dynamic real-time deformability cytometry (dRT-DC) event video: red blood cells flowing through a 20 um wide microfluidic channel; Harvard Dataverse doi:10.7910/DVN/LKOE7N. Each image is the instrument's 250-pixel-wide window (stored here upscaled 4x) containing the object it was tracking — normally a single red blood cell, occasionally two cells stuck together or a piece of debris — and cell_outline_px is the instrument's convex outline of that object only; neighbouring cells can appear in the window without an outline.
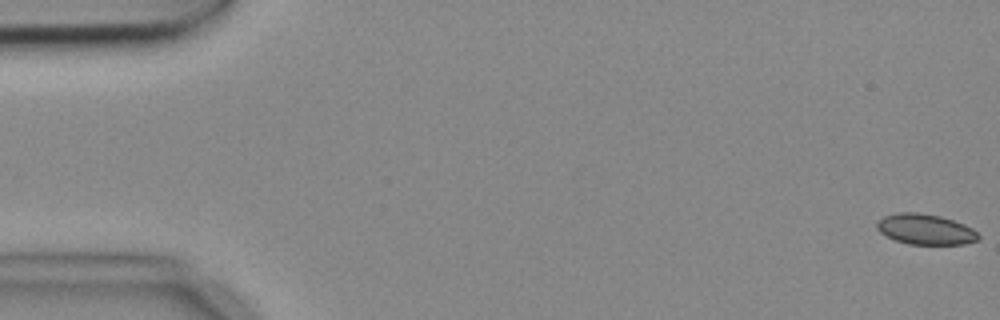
{"species": "common noctule bat (a hibernating species)", "species_latin": "Nyctalus noctula", "temperature_condition": "cold", "stored_images_in_passage": 6, "camera_frame_rate_fps": 3000, "um_per_image_px": 0.085, "animal": {"sex": "female", "body_mass_g": 18.4}, "frame": {"image": 1, "passage_image": 1, "time_ms": 0.0, "image_size_px": [1000, 320], "cell_outline_px": [[980, 240], [964, 244], [908, 244], [896, 240], [880, 232], [876, 228], [876, 224], [884, 216], [896, 212], [916, 212], [940, 216], [964, 224], [972, 228], [980, 236]], "centroid_in_image_um": [78.67, 19.49], "position_along_channel_um": 6.3, "area_um2": 17.98}}
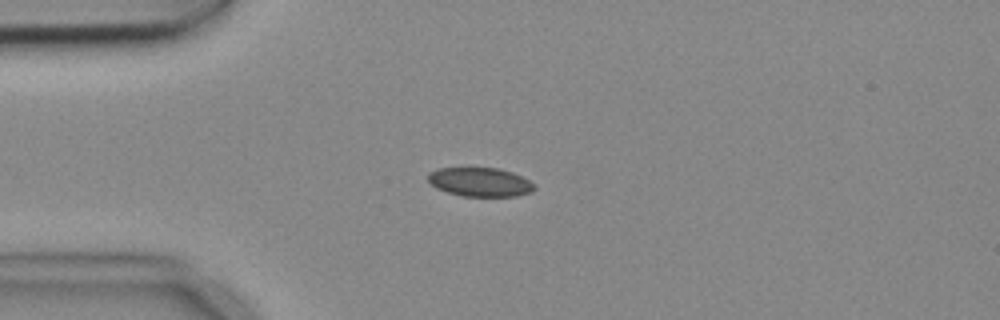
{"frame": {"image": 2, "passage_image": 4, "time_ms": 1.0, "image_size_px": [1000, 320], "cell_outline_px": [[536, 188], [532, 192], [516, 196], [460, 196], [436, 188], [428, 180], [428, 172], [436, 168], [496, 168], [512, 172], [536, 184]], "centroid_in_image_um": [40.81, 15.47], "position_along_channel_um": 44.2, "area_um2": 17.98}}
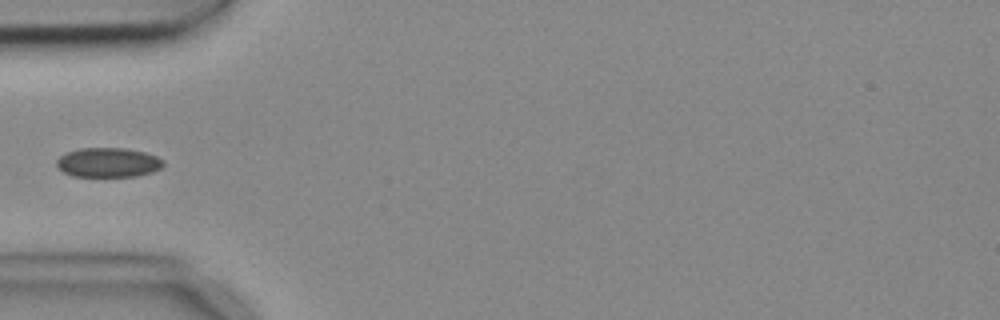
{"frame": {"image": 3, "passage_image": 5, "time_ms": 1.333, "image_size_px": [1000, 320], "cell_outline_px": [[164, 164], [160, 168], [152, 172], [136, 176], [72, 176], [64, 172], [56, 164], [56, 160], [60, 156], [68, 152], [80, 148], [124, 148], [144, 152], [156, 156], [164, 160]], "centroid_in_image_um": [9.2, 13.81], "position_along_channel_um": 75.8, "area_um2": 18.21}}